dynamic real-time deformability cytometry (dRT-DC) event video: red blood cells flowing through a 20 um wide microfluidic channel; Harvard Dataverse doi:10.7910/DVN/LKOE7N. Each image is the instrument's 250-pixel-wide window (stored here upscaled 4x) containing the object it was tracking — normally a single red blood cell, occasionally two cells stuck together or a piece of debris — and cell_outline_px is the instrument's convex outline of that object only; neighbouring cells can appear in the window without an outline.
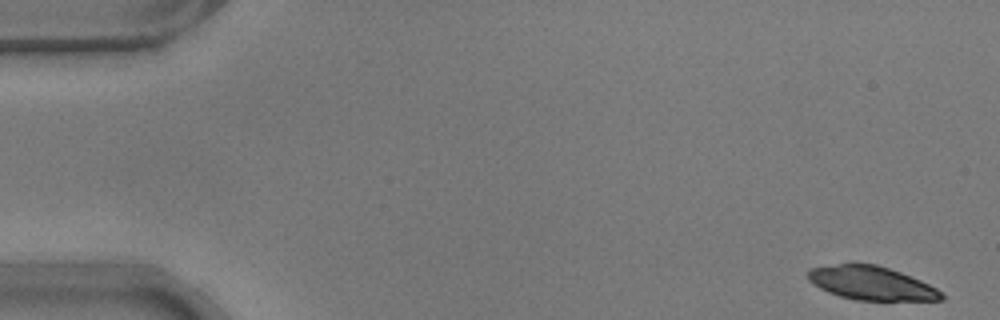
{"species": "common noctule bat (a hibernating species)", "species_latin": "Nyctalus noctula", "temperature_condition": "warm", "stored_images_in_passage": 53, "camera_frame_rate_fps": 3000, "um_per_image_px": 0.085, "animal": {"sex": "male", "body_mass_g": 17.9}, "frame": {"image": 1, "passage_image": 1, "time_ms": 0.0, "image_size_px": [1000, 320], "cell_outline_px": [[944, 300], [856, 300], [840, 296], [828, 292], [812, 284], [808, 280], [808, 272], [812, 268], [840, 264], [876, 264], [900, 272], [920, 280], [936, 288], [944, 296]], "centroid_in_image_um": [74.06, 24.08], "position_along_channel_um": 10.9, "area_um2": 25.78}}
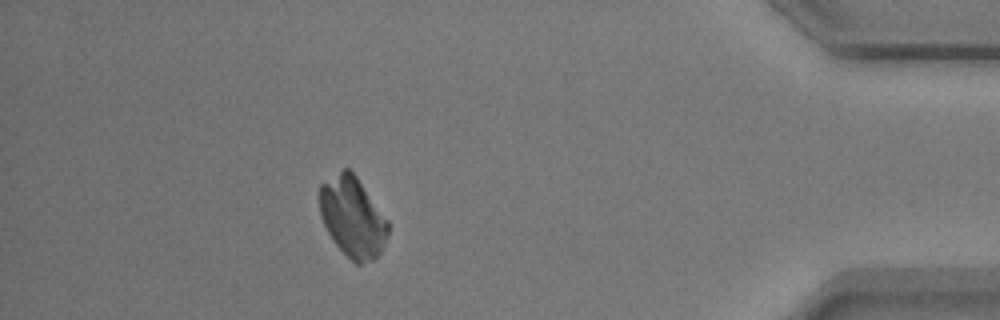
{"frame": {"image": 2, "passage_image": 47, "time_ms": 15.333, "image_size_px": [1000, 320], "cell_outline_px": [[388, 232], [384, 244], [380, 252], [372, 260], [360, 264], [356, 264], [332, 240], [320, 216], [320, 184], [344, 168], [348, 168], [356, 176], [388, 220]], "centroid_in_image_um": [29.96, 18.45], "position_along_channel_um": 405.2, "area_um2": 31.56}}